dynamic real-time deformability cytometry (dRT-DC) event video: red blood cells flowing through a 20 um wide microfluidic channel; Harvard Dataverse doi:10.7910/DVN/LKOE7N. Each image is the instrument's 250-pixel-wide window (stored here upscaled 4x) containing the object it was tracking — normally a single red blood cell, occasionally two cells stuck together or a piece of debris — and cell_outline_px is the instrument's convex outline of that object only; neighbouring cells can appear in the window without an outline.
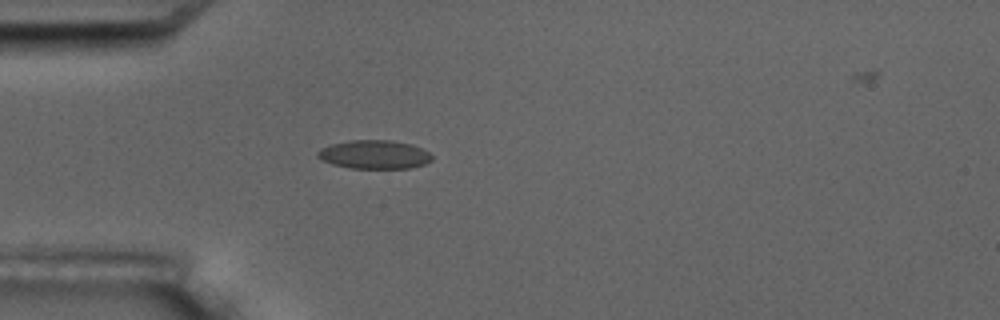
{"species": "common noctule bat (a hibernating species)", "species_latin": "Nyctalus noctula", "temperature_condition": "room temperature", "stored_images_in_passage": 2, "camera_frame_rate_fps": 3000, "um_per_image_px": 0.085, "animal": {"sex": "male", "body_mass_g": 17.5, "forearm_length_mm": 52.3}, "frame": {"image": 1, "passage_image": 1, "time_ms": 0.0, "image_size_px": [1000, 320], "cell_outline_px": [[432, 160], [424, 164], [408, 168], [352, 168], [332, 164], [316, 156], [316, 152], [320, 148], [332, 144], [348, 140], [392, 140], [412, 144], [428, 152], [432, 156]], "centroid_in_image_um": [31.8, 13.12], "position_along_channel_um": 53.2, "area_um2": 19.02}}